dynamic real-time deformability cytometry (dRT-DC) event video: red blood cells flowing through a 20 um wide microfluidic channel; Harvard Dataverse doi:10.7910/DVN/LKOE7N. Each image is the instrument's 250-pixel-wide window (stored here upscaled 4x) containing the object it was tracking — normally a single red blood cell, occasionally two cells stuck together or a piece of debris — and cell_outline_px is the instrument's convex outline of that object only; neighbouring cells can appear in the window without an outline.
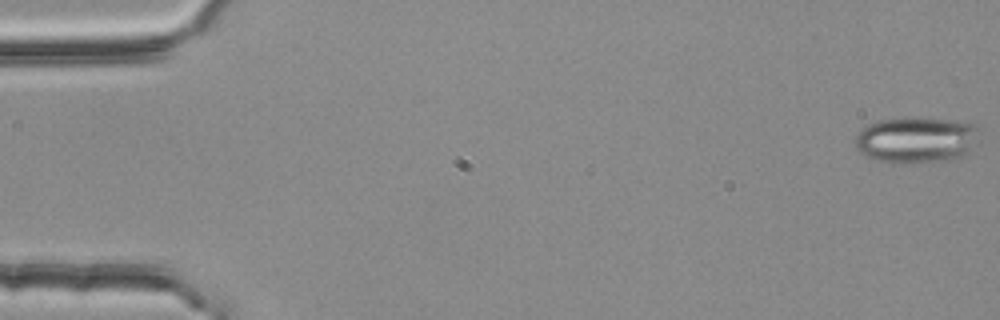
{"species": "common noctule bat (a hibernating species)", "species_latin": "Nyctalus noctula", "temperature_condition": "room temperature", "stored_images_in_passage": 4, "camera_frame_rate_fps": 3000, "um_per_image_px": 0.085, "animal": {"sex": "female", "body_mass_g": 25.1}, "frame": {"image": 1, "passage_image": 1, "time_ms": 0.0, "image_size_px": [1000, 320], "cell_outline_px": [[980, 140], [960, 156], [948, 160], [892, 164], [876, 160], [860, 152], [856, 148], [852, 140], [860, 128], [868, 124], [880, 120], [904, 116], [948, 120], [980, 124]], "centroid_in_image_um": [77.86, 11.86], "position_along_channel_um": 7.1, "area_um2": 34.1}}